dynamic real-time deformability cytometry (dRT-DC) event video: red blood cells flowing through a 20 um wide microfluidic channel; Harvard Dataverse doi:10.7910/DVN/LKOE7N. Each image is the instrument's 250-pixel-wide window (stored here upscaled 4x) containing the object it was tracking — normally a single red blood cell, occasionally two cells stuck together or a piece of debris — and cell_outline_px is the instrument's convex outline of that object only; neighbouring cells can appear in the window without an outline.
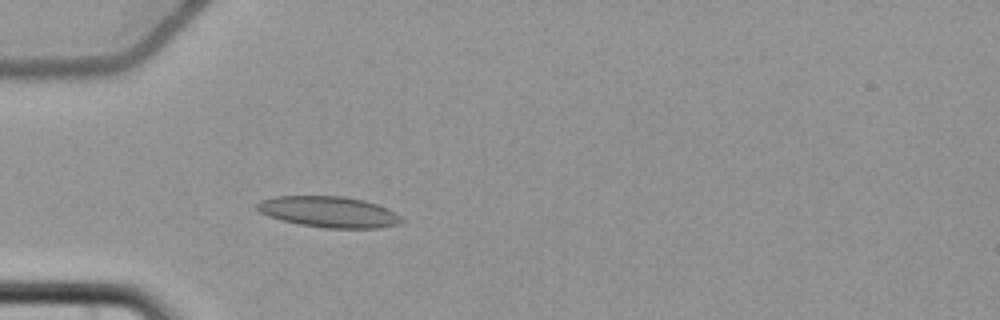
{"species": "common noctule bat (a hibernating species)", "species_latin": "Nyctalus noctula", "temperature_condition": "cold", "stored_images_in_passage": 5, "camera_frame_rate_fps": 3000, "um_per_image_px": 0.085, "animal": {"sex": "female", "body_mass_g": 22.7, "forearm_length_mm": 54.2}, "frame": {"image": 1, "passage_image": 5, "time_ms": 5.333, "image_size_px": [1000, 320], "cell_outline_px": [[404, 220], [400, 224], [380, 228], [324, 228], [300, 224], [268, 216], [260, 212], [256, 208], [256, 204], [260, 200], [276, 196], [344, 196], [364, 200], [376, 204], [400, 216]], "centroid_in_image_um": [27.94, 18.01], "position_along_channel_um": 57.1, "area_um2": 25.95}}